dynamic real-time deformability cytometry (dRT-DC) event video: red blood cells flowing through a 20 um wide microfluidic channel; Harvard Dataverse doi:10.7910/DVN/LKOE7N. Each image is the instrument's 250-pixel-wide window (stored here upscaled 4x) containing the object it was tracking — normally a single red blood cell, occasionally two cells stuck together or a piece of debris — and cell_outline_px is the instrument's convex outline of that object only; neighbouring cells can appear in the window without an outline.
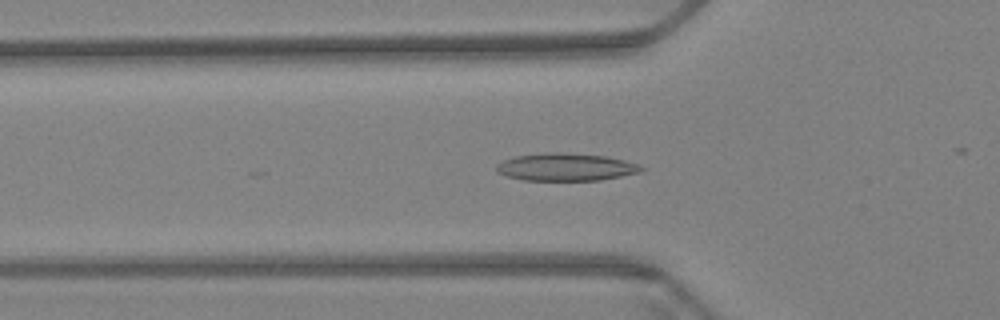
{"species": "Egyptian fruit bat (a non-hibernating species)", "species_latin": "Rousettus aegyptiacus", "temperature_condition": "warm", "stored_images_in_passage": 25, "camera_frame_rate_fps": 3000, "um_per_image_px": 0.085, "animal": {"sex": "female"}, "frame": {"image": 1, "passage_image": 21, "time_ms": 6.667, "image_size_px": [1000, 320], "cell_outline_px": [[644, 168], [640, 172], [600, 180], [524, 180], [508, 176], [496, 172], [496, 164], [504, 160], [516, 156], [544, 152], [564, 152], [604, 156], [624, 160], [640, 164]], "centroid_in_image_um": [48.08, 14.19], "position_along_channel_um": 77.7, "area_um2": 23.24}}
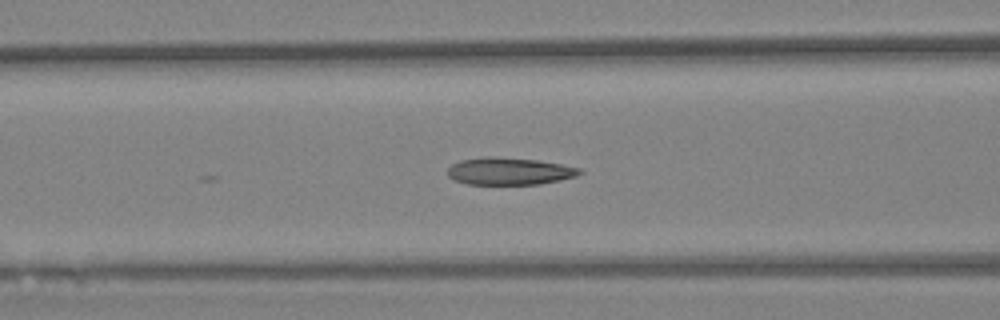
{"frame": {"image": 2, "passage_image": 25, "time_ms": 8.0, "image_size_px": [1000, 320], "cell_outline_px": [[584, 172], [576, 176], [560, 180], [540, 184], [468, 184], [456, 180], [448, 176], [448, 168], [452, 164], [460, 160], [484, 156], [496, 156], [536, 160], [560, 164], [580, 168]], "centroid_in_image_um": [43.29, 14.54], "position_along_channel_um": 123.3, "area_um2": 20.98}}